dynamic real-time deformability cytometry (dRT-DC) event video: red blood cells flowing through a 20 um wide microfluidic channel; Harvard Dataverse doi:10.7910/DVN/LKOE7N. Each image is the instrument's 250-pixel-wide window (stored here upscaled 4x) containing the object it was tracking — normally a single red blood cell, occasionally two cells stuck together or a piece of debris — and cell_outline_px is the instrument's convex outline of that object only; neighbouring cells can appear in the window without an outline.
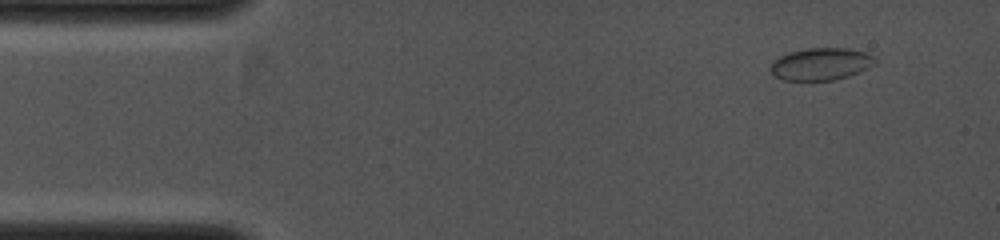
{"species": "common noctule bat (a hibernating species)", "species_latin": "Nyctalus noctula", "temperature_condition": "cold", "stored_images_in_passage": 4, "camera_frame_rate_fps": 4000, "um_per_image_px": 0.085, "animal": {"sex": "female", "body_mass_g": 19.0, "forearm_length_mm": 53.3}, "frame": {"image": 1, "passage_image": 1, "time_ms": 0.0, "image_size_px": [1000, 240], "cell_outline_px": [[876, 64], [868, 68], [848, 76], [832, 80], [784, 80], [776, 76], [772, 72], [772, 60], [788, 52], [808, 48], [848, 48], [868, 52], [876, 56]], "centroid_in_image_um": [69.83, 5.42], "position_along_channel_um": 15.2, "area_um2": 19.71}}